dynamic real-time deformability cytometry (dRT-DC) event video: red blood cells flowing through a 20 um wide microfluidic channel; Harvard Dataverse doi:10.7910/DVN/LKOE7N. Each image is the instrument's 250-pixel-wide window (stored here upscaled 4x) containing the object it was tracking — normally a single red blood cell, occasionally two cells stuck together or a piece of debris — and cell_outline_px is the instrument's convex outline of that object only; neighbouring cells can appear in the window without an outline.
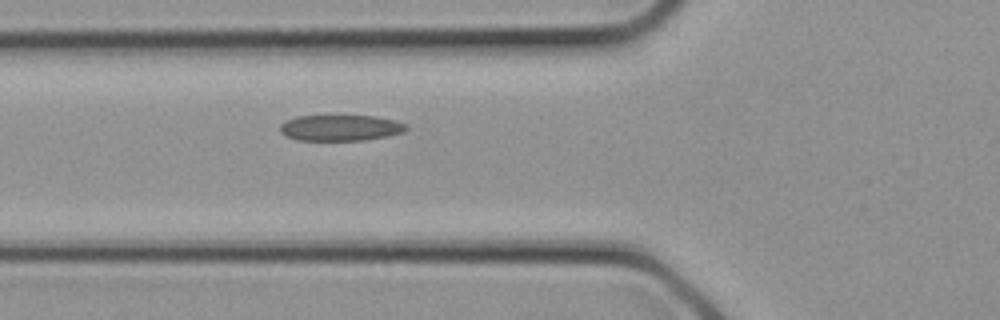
{"species": "common noctule bat (a hibernating species)", "species_latin": "Nyctalus noctula", "temperature_condition": "cold", "stored_images_in_passage": 3, "camera_frame_rate_fps": 3000, "um_per_image_px": 0.085, "animal": {"sex": "female", "body_mass_g": 21.9}, "frame": {"image": 1, "passage_image": 3, "time_ms": 0.667, "image_size_px": [1000, 320], "cell_outline_px": [[408, 128], [404, 132], [388, 136], [364, 140], [296, 140], [284, 136], [280, 132], [280, 124], [284, 120], [296, 116], [376, 116], [408, 124]], "centroid_in_image_um": [28.91, 10.87], "position_along_channel_um": 96.9, "area_um2": 19.25}}